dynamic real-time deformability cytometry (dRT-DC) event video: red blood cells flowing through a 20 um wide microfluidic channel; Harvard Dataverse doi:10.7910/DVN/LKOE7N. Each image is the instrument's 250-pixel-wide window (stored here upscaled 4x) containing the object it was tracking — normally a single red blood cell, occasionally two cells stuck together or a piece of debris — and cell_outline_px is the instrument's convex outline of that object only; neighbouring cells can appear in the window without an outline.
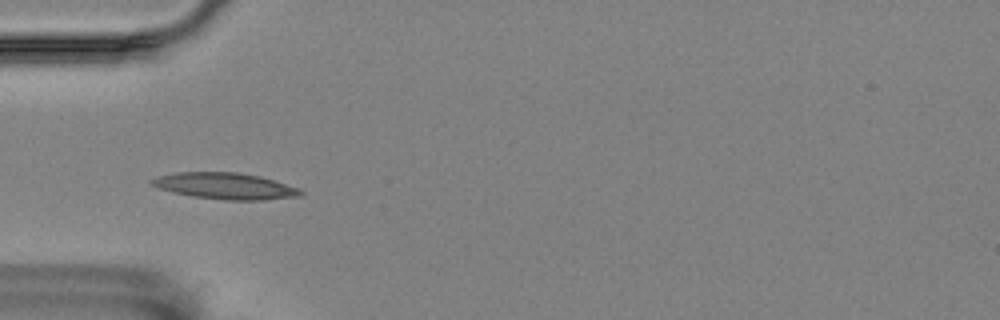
{"species": "Egyptian fruit bat (a non-hibernating species)", "species_latin": "Rousettus aegyptiacus", "temperature_condition": "room temperature", "stored_images_in_passage": 16, "camera_frame_rate_fps": 3000, "um_per_image_px": 0.085, "animal": {"sex": "female"}, "frame": {"image": 1, "passage_image": 2, "time_ms": 0.333, "image_size_px": [1000, 320], "cell_outline_px": [[304, 192], [300, 196], [264, 200], [224, 200], [192, 196], [172, 192], [156, 188], [148, 184], [148, 180], [156, 176], [176, 172], [240, 172], [260, 176], [300, 188]], "centroid_in_image_um": [19.08, 15.8], "position_along_channel_um": 65.9, "area_um2": 23.24}}
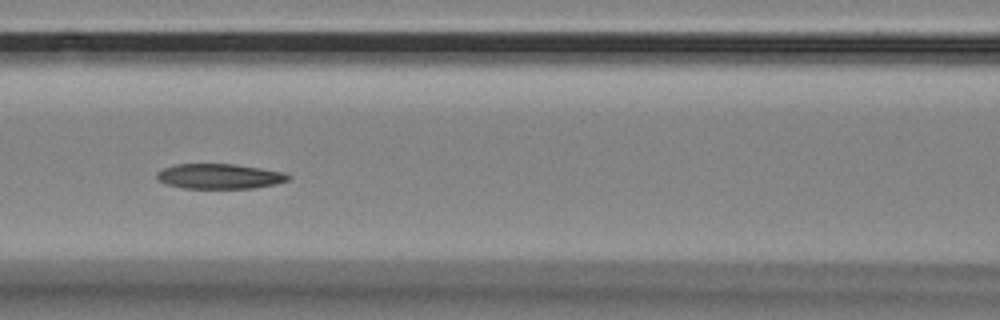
{"frame": {"image": 2, "passage_image": 9, "time_ms": 2.667, "image_size_px": [1000, 320], "cell_outline_px": [[292, 176], [288, 180], [276, 184], [252, 188], [184, 188], [168, 184], [156, 180], [156, 172], [164, 168], [176, 164], [236, 164], [284, 172]], "centroid_in_image_um": [18.66, 14.98], "position_along_channel_um": 147.9, "area_um2": 19.19}}
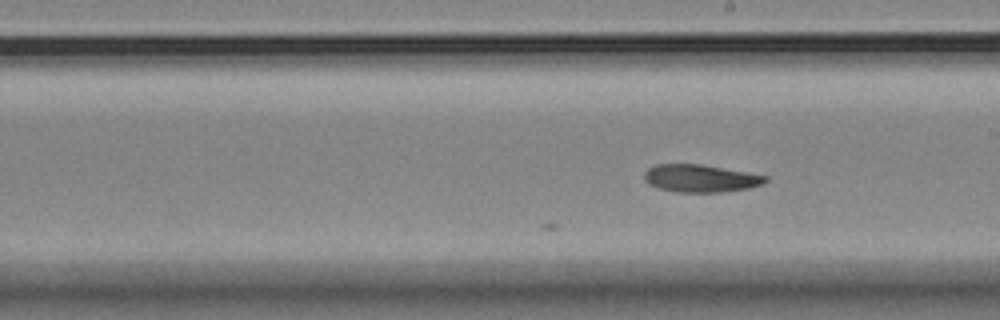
{"frame": {"image": 3, "passage_image": 16, "time_ms": 5.0, "image_size_px": [1000, 320], "cell_outline_px": [[768, 180], [764, 184], [748, 188], [720, 192], [676, 192], [660, 188], [648, 184], [644, 180], [644, 172], [648, 168], [656, 164], [700, 164], [768, 176]], "centroid_in_image_um": [59.52, 15.16], "position_along_channel_um": 229.5, "area_um2": 19.42}}